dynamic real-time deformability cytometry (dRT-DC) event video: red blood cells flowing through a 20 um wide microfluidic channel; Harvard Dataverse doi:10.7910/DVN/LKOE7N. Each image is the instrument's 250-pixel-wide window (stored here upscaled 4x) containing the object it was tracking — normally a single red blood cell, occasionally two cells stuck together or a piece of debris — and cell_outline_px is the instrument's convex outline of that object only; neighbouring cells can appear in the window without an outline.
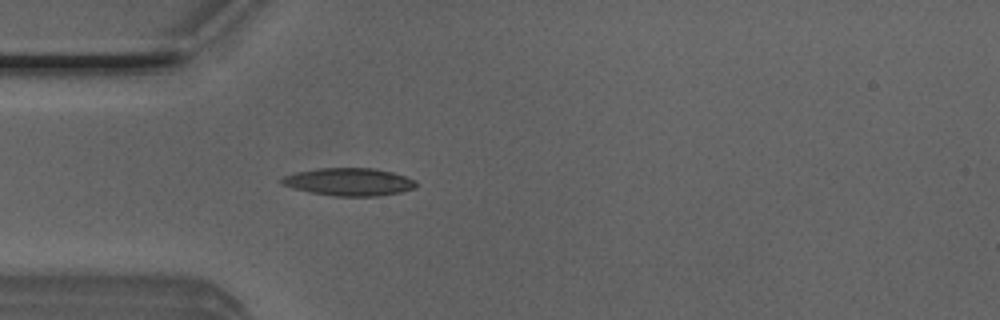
{"species": "Egyptian fruit bat (a non-hibernating species)", "species_latin": "Rousettus aegyptiacus", "temperature_condition": "room temperature", "stored_images_in_passage": 25, "camera_frame_rate_fps": 3000, "um_per_image_px": 0.085, "animal": {"sex": "male"}, "frame": {"image": 1, "passage_image": 3, "time_ms": 0.667, "image_size_px": [1000, 320], "cell_outline_px": [[416, 188], [400, 192], [380, 196], [332, 196], [308, 192], [292, 188], [280, 184], [280, 180], [284, 176], [296, 172], [320, 168], [376, 168], [392, 172], [416, 180]], "centroid_in_image_um": [29.65, 15.46], "position_along_channel_um": 55.3, "area_um2": 21.85}}
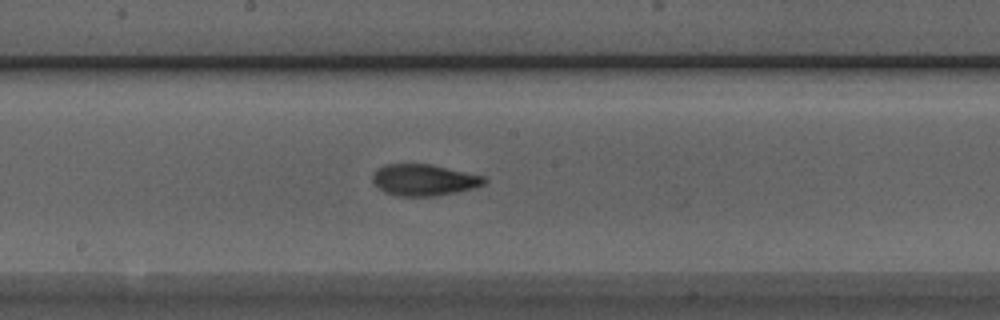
{"frame": {"image": 2, "passage_image": 15, "time_ms": 4.667, "image_size_px": [1000, 320], "cell_outline_px": [[488, 180], [484, 184], [472, 188], [456, 192], [436, 196], [396, 196], [384, 192], [372, 180], [372, 176], [376, 168], [384, 164], [432, 164], [484, 176]], "centroid_in_image_um": [36.02, 15.29], "position_along_channel_um": 212.2, "area_um2": 20.52}}
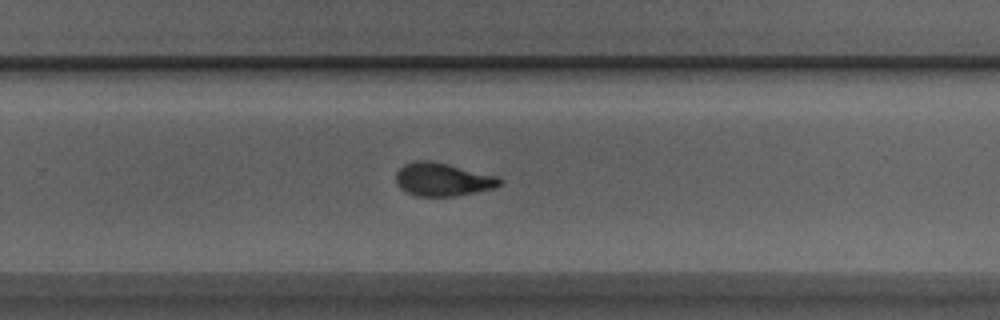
{"frame": {"image": 3, "passage_image": 21, "time_ms": 6.667, "image_size_px": [1000, 320], "cell_outline_px": [[504, 180], [500, 184], [492, 188], [456, 196], [416, 196], [400, 188], [396, 180], [396, 172], [404, 164], [416, 160], [432, 160], [500, 176]], "centroid_in_image_um": [37.64, 15.23], "position_along_channel_um": 292.2, "area_um2": 20.17}}